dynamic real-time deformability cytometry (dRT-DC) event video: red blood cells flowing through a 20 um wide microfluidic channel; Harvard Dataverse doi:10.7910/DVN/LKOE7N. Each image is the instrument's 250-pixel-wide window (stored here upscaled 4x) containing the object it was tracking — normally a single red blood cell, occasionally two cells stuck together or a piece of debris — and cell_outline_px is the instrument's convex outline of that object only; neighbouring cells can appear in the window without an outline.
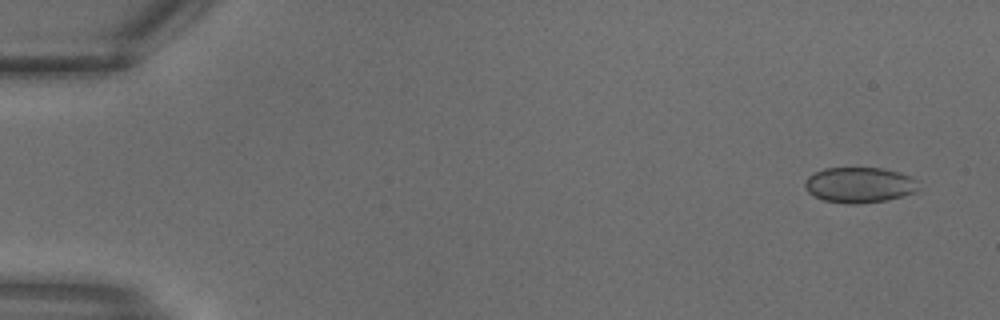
{"species": "common noctule bat (a hibernating species)", "species_latin": "Nyctalus noctula", "temperature_condition": "warm", "stored_images_in_passage": 17, "camera_frame_rate_fps": 3000, "um_per_image_px": 0.085, "animal": {"sex": "male", "body_mass_g": 18.8}, "frame": {"image": 1, "passage_image": 2, "time_ms": 0.333, "image_size_px": [1000, 320], "cell_outline_px": [[916, 192], [884, 200], [856, 204], [848, 204], [824, 200], [808, 192], [804, 184], [804, 180], [808, 176], [824, 168], [880, 168], [896, 172], [908, 176], [916, 180]], "centroid_in_image_um": [72.99, 15.72], "position_along_channel_um": 12.0, "area_um2": 23.06}}
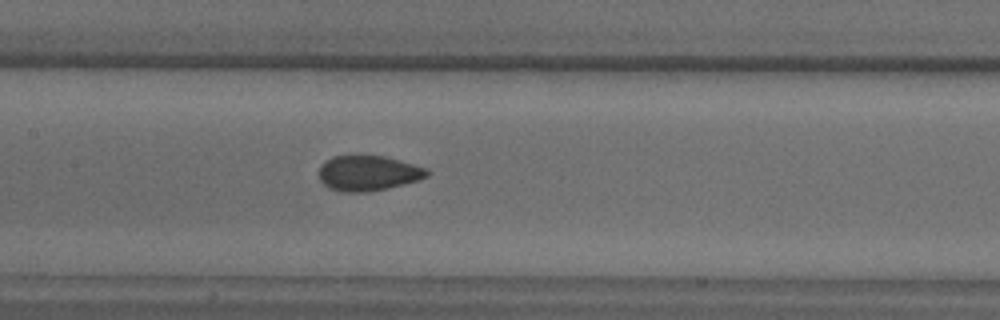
{"frame": {"image": 2, "passage_image": 15, "time_ms": 4.667, "image_size_px": [1000, 320], "cell_outline_px": [[428, 176], [420, 180], [388, 188], [368, 192], [344, 192], [328, 188], [320, 180], [320, 164], [332, 156], [384, 156], [400, 160], [428, 168]], "centroid_in_image_um": [31.31, 14.72], "position_along_channel_um": 176.1, "area_um2": 22.25}}
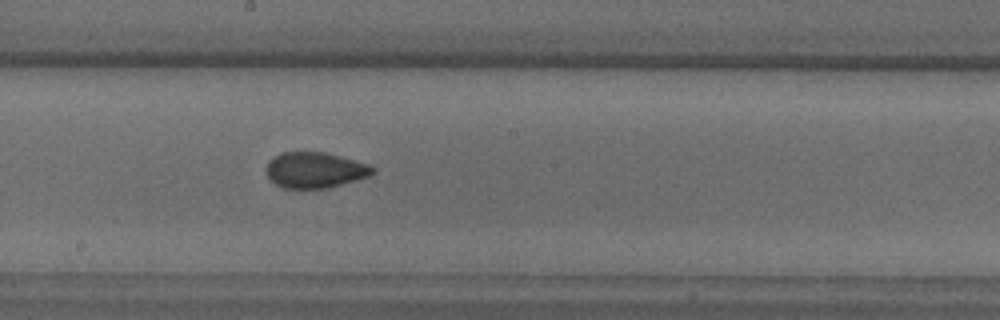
{"frame": {"image": 3, "passage_image": 17, "time_ms": 5.333, "image_size_px": [1000, 320], "cell_outline_px": [[376, 172], [368, 176], [328, 188], [284, 188], [276, 184], [268, 176], [268, 160], [280, 152], [324, 152], [340, 156], [368, 164], [376, 168]], "centroid_in_image_um": [26.79, 14.45], "position_along_channel_um": 221.4, "area_um2": 21.96}}